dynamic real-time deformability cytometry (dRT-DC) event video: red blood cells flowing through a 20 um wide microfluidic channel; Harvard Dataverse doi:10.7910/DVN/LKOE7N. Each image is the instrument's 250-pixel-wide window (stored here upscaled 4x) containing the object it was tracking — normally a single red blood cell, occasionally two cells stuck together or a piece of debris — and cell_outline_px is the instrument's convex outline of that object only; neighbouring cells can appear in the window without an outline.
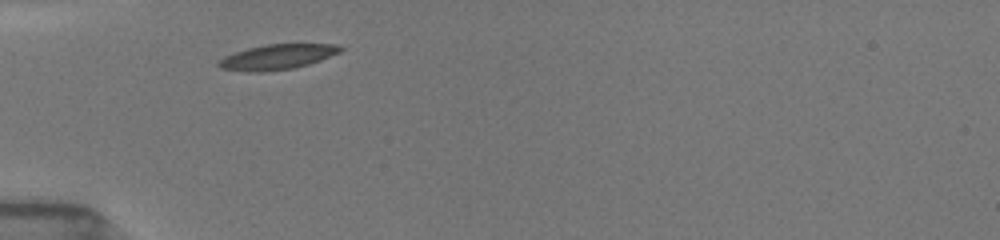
{"species": "common noctule bat (a hibernating species)", "species_latin": "Nyctalus noctula", "temperature_condition": "room temperature", "stored_images_in_passage": 9, "camera_frame_rate_fps": 3000, "um_per_image_px": 0.085, "animal": {"sex": "female", "body_mass_g": 19.5, "forearm_length_mm": 54.1}, "frame": {"image": 1, "passage_image": 1, "time_ms": 0.0, "image_size_px": [1000, 240], "cell_outline_px": [[344, 48], [340, 52], [320, 60], [308, 64], [292, 68], [260, 72], [248, 72], [220, 68], [216, 64], [224, 56], [248, 48], [264, 44], [336, 44]], "centroid_in_image_um": [23.55, 4.83], "position_along_channel_um": 61.4, "area_um2": 17.69}}
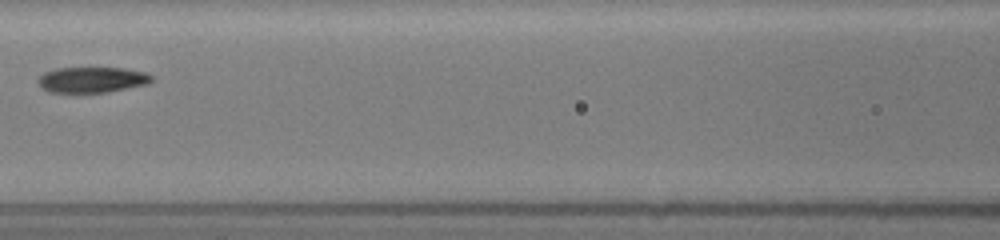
{"frame": {"image": 2, "passage_image": 4, "time_ms": 2.667, "image_size_px": [1000, 240], "cell_outline_px": [[152, 80], [148, 84], [108, 92], [48, 92], [40, 88], [36, 84], [36, 80], [44, 72], [56, 68], [124, 68], [144, 72], [152, 76]], "centroid_in_image_um": [7.76, 6.78], "position_along_channel_um": 158.8, "area_um2": 17.11}}
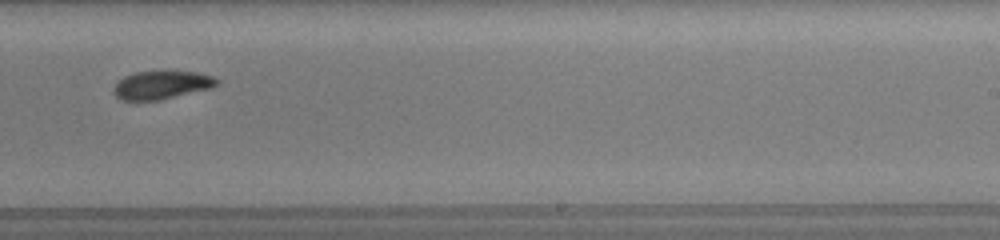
{"frame": {"image": 3, "passage_image": 8, "time_ms": 5.667, "image_size_px": [1000, 240], "cell_outline_px": [[220, 80], [212, 88], [156, 100], [120, 100], [112, 92], [116, 84], [124, 76], [136, 72], [196, 72], [212, 76]], "centroid_in_image_um": [13.72, 7.23], "position_along_channel_um": 275.3, "area_um2": 16.59}}